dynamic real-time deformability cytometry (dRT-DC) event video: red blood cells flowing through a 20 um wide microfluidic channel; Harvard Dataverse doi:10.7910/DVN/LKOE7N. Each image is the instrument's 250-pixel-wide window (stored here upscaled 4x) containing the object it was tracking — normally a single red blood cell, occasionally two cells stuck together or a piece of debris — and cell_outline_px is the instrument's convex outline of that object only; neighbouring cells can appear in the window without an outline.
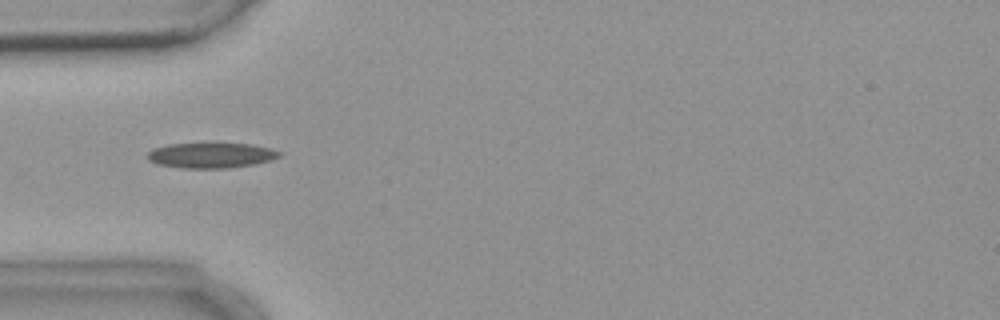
{"species": "common noctule bat (a hibernating species)", "species_latin": "Nyctalus noctula", "temperature_condition": "warm", "stored_images_in_passage": 5, "camera_frame_rate_fps": 3000, "um_per_image_px": 0.085, "animal": {"sex": "female", "body_mass_g": 18.4}, "frame": {"image": 1, "passage_image": 3, "time_ms": 2.667, "image_size_px": [1000, 320], "cell_outline_px": [[280, 156], [268, 160], [252, 164], [228, 168], [180, 168], [156, 164], [148, 160], [148, 152], [152, 148], [168, 144], [252, 144], [268, 148], [280, 152]], "centroid_in_image_um": [17.86, 13.21], "position_along_channel_um": 67.1, "area_um2": 19.13}}
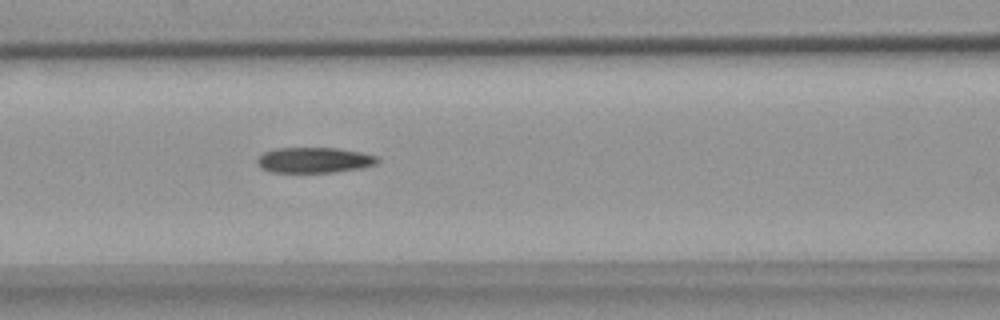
{"frame": {"image": 2, "passage_image": 5, "time_ms": 4.667, "image_size_px": [1000, 320], "cell_outline_px": [[380, 160], [376, 164], [360, 168], [332, 172], [272, 172], [260, 168], [256, 164], [256, 160], [264, 152], [276, 148], [336, 148], [360, 152], [380, 156]], "centroid_in_image_um": [26.71, 13.6], "position_along_channel_um": 139.9, "area_um2": 17.92}}